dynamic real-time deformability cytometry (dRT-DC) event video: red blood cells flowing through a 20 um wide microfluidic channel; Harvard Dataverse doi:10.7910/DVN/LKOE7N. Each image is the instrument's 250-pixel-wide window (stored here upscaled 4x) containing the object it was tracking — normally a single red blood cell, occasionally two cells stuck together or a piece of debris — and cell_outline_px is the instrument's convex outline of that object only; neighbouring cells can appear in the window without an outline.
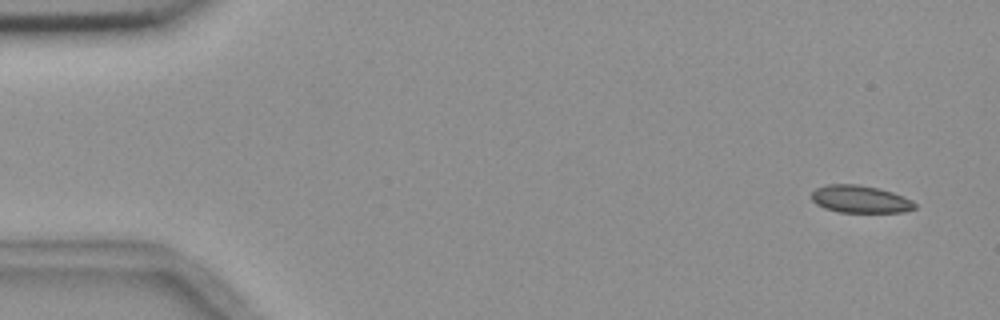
{"species": "common noctule bat (a hibernating species)", "species_latin": "Nyctalus noctula", "temperature_condition": "room temperature", "stored_images_in_passage": 5, "segment_of_instrument_passage": [2, 2], "camera_frame_rate_fps": 3000, "um_per_image_px": 0.085, "animal": {"sex": "female", "body_mass_g": 18.4}, "frame": {"image": 1, "passage_image": 5, "time_ms": 4.667, "image_size_px": [1000, 320], "cell_outline_px": [[916, 208], [904, 212], [840, 212], [824, 208], [816, 204], [812, 200], [812, 192], [816, 188], [828, 184], [860, 184], [892, 192], [912, 200], [916, 204]], "centroid_in_image_um": [73.11, 16.93], "position_along_channel_um": 11.9, "area_um2": 16.47}}